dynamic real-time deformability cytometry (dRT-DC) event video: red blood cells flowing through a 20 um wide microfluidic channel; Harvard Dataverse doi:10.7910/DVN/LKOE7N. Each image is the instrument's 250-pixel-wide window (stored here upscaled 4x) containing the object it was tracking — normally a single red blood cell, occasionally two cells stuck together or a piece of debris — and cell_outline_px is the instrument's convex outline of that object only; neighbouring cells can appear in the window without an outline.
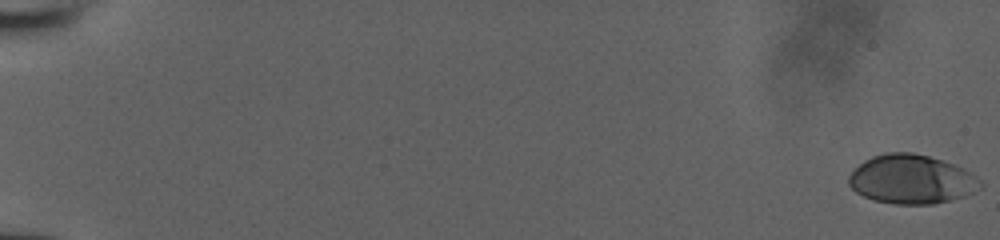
{"species": "human", "species_latin": "Homo sapiens", "temperature_condition": "room temperature", "stored_images_in_passage": 54, "camera_frame_rate_fps": 3000, "um_per_image_px": 0.085, "donor": {"sex": "male"}, "frame": {"image": 1, "passage_image": 1, "time_ms": 0.0, "image_size_px": [1000, 240], "cell_outline_px": [[984, 184], [980, 188], [964, 196], [932, 204], [896, 204], [876, 200], [864, 196], [856, 192], [848, 184], [848, 176], [864, 160], [872, 156], [884, 152], [912, 152], [928, 156], [964, 168], [980, 180]], "centroid_in_image_um": [77.46, 15.23], "position_along_channel_um": 7.5, "area_um2": 37.34}}
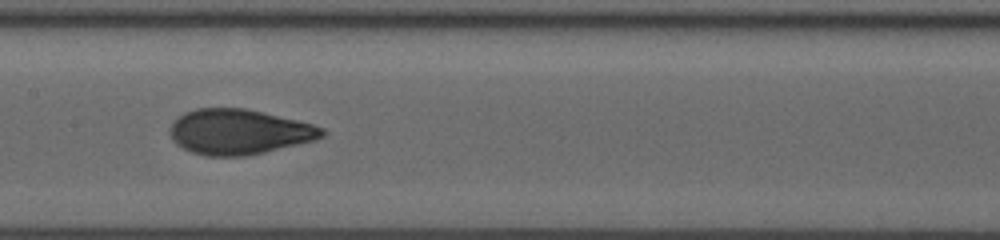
{"frame": {"image": 2, "passage_image": 30, "time_ms": 9.667, "image_size_px": [1000, 240], "cell_outline_px": [[328, 132], [324, 136], [316, 140], [264, 152], [244, 156], [208, 156], [192, 152], [184, 148], [172, 140], [172, 124], [184, 112], [196, 108], [244, 108], [264, 112], [312, 124], [324, 128]], "centroid_in_image_um": [20.36, 11.2], "position_along_channel_um": 187.0, "area_um2": 39.77}}
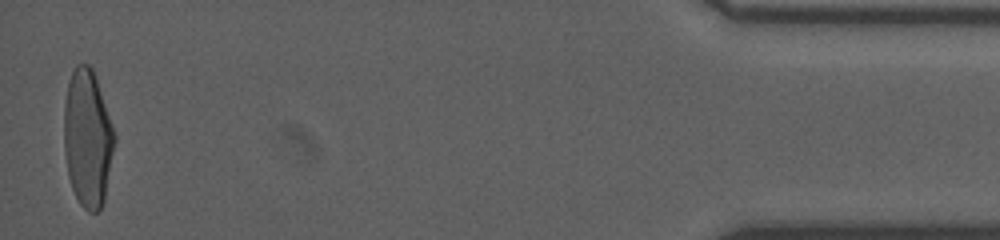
{"frame": {"image": 3, "passage_image": 53, "time_ms": 17.333, "image_size_px": [1000, 240], "cell_outline_px": [[116, 140], [104, 200], [100, 208], [96, 212], [88, 212], [80, 204], [72, 188], [68, 176], [64, 152], [64, 104], [68, 84], [72, 72], [76, 64], [88, 64], [92, 68], [96, 76], [116, 136]], "centroid_in_image_um": [7.45, 11.75], "position_along_channel_um": 427.8, "area_um2": 40.52}}